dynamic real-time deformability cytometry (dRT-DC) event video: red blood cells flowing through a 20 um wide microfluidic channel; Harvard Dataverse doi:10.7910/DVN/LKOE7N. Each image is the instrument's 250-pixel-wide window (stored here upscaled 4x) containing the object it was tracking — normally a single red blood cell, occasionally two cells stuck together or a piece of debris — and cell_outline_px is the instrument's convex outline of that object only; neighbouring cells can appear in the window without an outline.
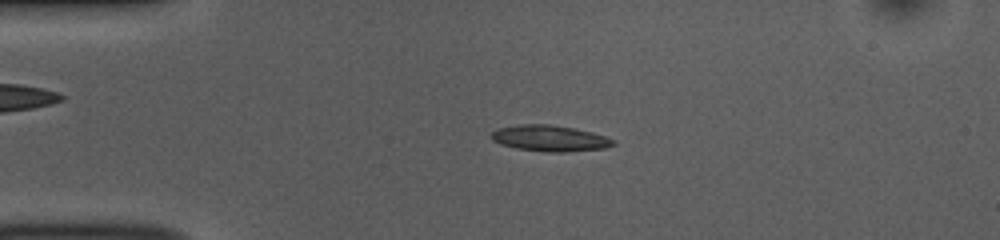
{"species": "common noctule bat (a hibernating species)", "species_latin": "Nyctalus noctula", "temperature_condition": "room temperature", "stored_images_in_passage": 47, "camera_frame_rate_fps": 3000, "um_per_image_px": 0.085, "animal": {"sex": "female", "body_mass_g": 10.0, "forearm_length_mm": 53.1}, "frame": {"image": 1, "passage_image": 6, "time_ms": 1.667, "image_size_px": [1000, 240], "cell_outline_px": [[616, 144], [608, 148], [568, 152], [548, 152], [516, 148], [500, 144], [492, 140], [492, 132], [496, 128], [520, 124], [552, 124], [592, 132], [616, 140]], "centroid_in_image_um": [46.76, 11.76], "position_along_channel_um": 38.2, "area_um2": 18.67}}
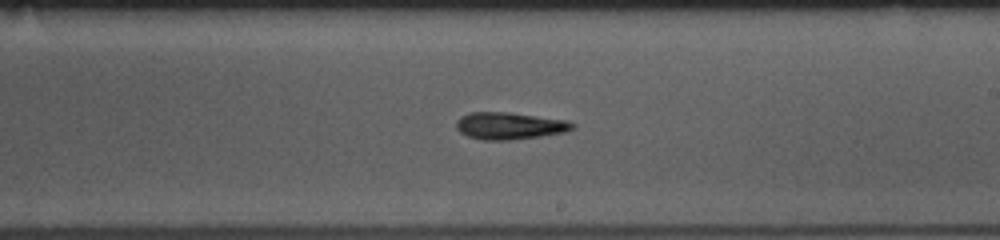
{"frame": {"image": 2, "passage_image": 25, "time_ms": 8.0, "image_size_px": [1000, 240], "cell_outline_px": [[576, 128], [564, 132], [540, 136], [508, 140], [484, 140], [468, 136], [460, 132], [456, 128], [456, 120], [460, 116], [468, 112], [508, 112], [568, 120], [576, 124]], "centroid_in_image_um": [43.31, 10.68], "position_along_channel_um": 245.7, "area_um2": 18.44}}
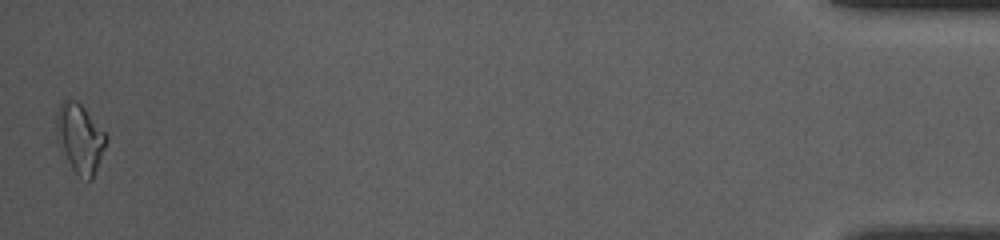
{"frame": {"image": 3, "passage_image": 47, "time_ms": 15.333, "image_size_px": [1000, 240], "cell_outline_px": [[108, 140], [92, 180], [88, 180], [80, 176], [60, 156], [56, 140], [56, 112], [60, 100], [76, 100], [84, 108], [108, 136]], "centroid_in_image_um": [6.74, 11.76], "position_along_channel_um": 428.5, "area_um2": 20.46}, "authors_computed_cell_mechanics": {"area_um2": 17.6868, "velocity_mm_per_s": 3.7272, "shape_relaxation_time_tau1_ms": 3.6131, "shape_relaxation_time_tau2_ms": null, "deformation_change_tau1": 0.164, "deformation_change_tau2": null}}